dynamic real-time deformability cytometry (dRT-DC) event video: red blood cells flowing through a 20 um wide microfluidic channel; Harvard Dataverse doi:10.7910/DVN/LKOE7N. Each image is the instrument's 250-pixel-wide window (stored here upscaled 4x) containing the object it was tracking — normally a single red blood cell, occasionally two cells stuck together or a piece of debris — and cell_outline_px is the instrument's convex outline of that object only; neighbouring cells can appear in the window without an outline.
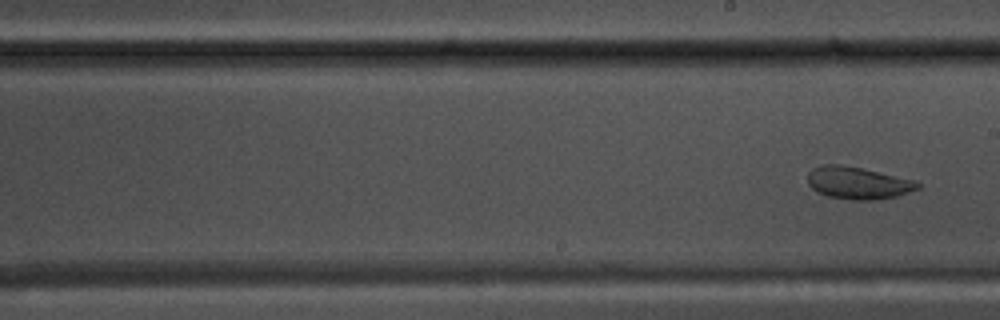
{"species": "common noctule bat (a hibernating species)", "species_latin": "Nyctalus noctula", "temperature_condition": "warm", "stored_images_in_passage": 29, "camera_frame_rate_fps": 3000, "um_per_image_px": 0.085, "animal": {"sex": "male", "body_mass_g": 17.5, "forearm_length_mm": 52.3}, "frame": {"image": 1, "passage_image": 29, "time_ms": 9.333, "image_size_px": [1000, 320], "cell_outline_px": [[920, 188], [896, 196], [876, 200], [852, 200], [828, 196], [816, 192], [808, 184], [808, 172], [812, 168], [824, 164], [840, 164], [864, 168], [912, 180], [920, 184]], "centroid_in_image_um": [72.88, 15.54], "position_along_channel_um": 216.1, "area_um2": 20.69}}